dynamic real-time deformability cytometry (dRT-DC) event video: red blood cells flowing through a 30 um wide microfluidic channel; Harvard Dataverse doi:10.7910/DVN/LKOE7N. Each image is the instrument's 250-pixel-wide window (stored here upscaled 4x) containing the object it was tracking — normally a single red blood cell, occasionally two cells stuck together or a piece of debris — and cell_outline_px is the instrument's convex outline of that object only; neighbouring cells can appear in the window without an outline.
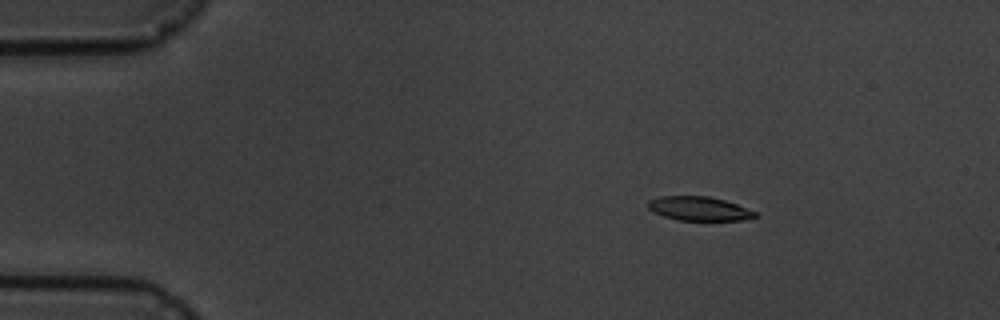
{"species": "common noctule bat (a hibernating species)", "species_latin": "Nyctalus noctula", "temperature_condition": "cold", "stored_images_in_passage": 11, "camera_frame_rate_fps": 3000, "um_per_image_px": 0.085, "animal": {"sex": "male", "body_mass_g": 19.5, "forearm_length_mm": 54.6}, "frame": {"image": 1, "passage_image": 2, "time_ms": 2.0, "image_size_px": [1000, 320], "cell_outline_px": [[760, 216], [744, 220], [676, 220], [652, 212], [648, 208], [648, 200], [660, 196], [708, 196], [724, 200], [736, 204], [756, 212]], "centroid_in_image_um": [59.41, 17.73], "position_along_channel_um": 25.6, "area_um2": 15.03}}
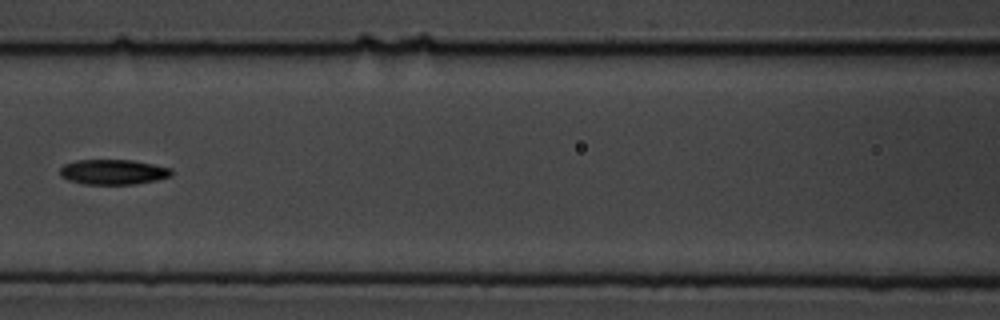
{"frame": {"image": 2, "passage_image": 7, "time_ms": 7.667, "image_size_px": [1000, 320], "cell_outline_px": [[172, 176], [156, 180], [132, 184], [80, 184], [68, 180], [60, 176], [60, 168], [64, 164], [76, 160], [132, 160], [172, 168]], "centroid_in_image_um": [9.6, 14.62], "position_along_channel_um": 157.0, "area_um2": 16.36}}
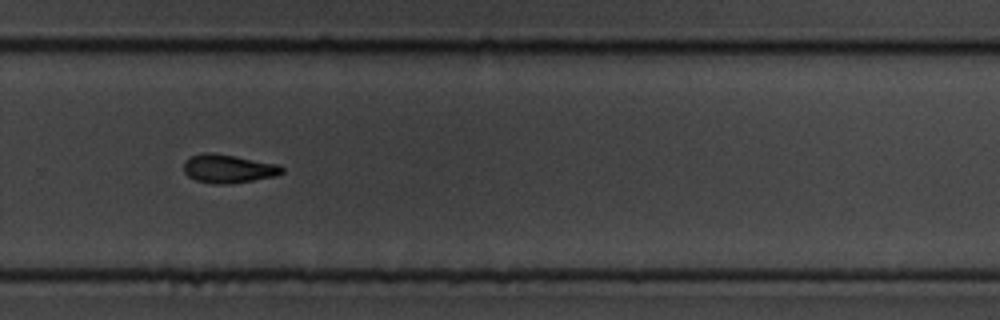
{"frame": {"image": 3, "passage_image": 11, "time_ms": 12.0, "image_size_px": [1000, 320], "cell_outline_px": [[284, 172], [276, 176], [228, 184], [212, 184], [196, 180], [188, 176], [184, 172], [184, 160], [192, 156], [204, 152], [212, 152], [236, 156], [280, 164], [284, 168]], "centroid_in_image_um": [19.42, 14.33], "position_along_channel_um": 310.4, "area_um2": 16.47}}